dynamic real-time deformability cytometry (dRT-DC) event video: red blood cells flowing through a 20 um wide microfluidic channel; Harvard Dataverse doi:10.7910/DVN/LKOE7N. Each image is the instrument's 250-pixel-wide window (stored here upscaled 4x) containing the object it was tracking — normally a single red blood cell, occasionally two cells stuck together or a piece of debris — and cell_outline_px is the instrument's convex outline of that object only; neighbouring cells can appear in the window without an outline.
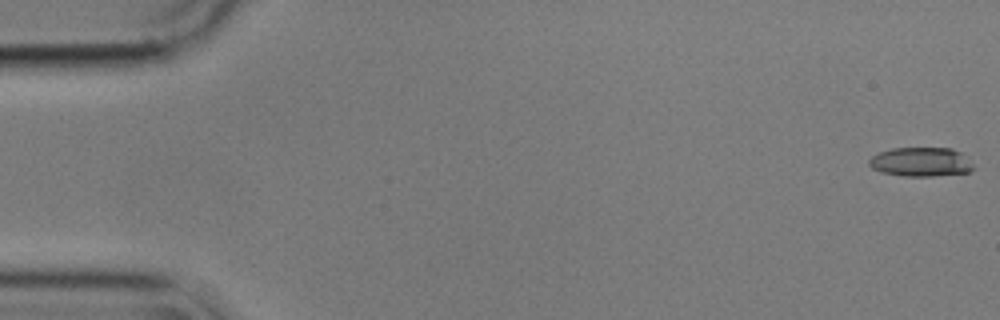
{"species": "common noctule bat (a hibernating species)", "species_latin": "Nyctalus noctula", "temperature_condition": "cold", "stored_images_in_passage": 56, "camera_frame_rate_fps": 3000, "um_per_image_px": 0.085, "animal": {"sex": "male", "body_mass_g": 17.9}, "frame": {"image": 1, "passage_image": 1, "time_ms": 0.0, "image_size_px": [1000, 320], "cell_outline_px": [[976, 168], [972, 172], [932, 176], [904, 176], [880, 172], [872, 168], [868, 164], [868, 160], [872, 156], [880, 152], [892, 148], [952, 148], [960, 152]], "centroid_in_image_um": [78.28, 13.77], "position_along_channel_um": 6.7, "area_um2": 17.8}}
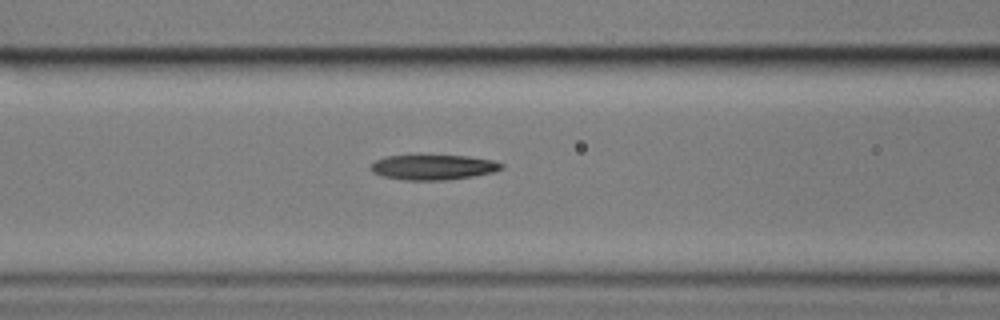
{"frame": {"image": 2, "passage_image": 23, "time_ms": 7.333, "image_size_px": [1000, 320], "cell_outline_px": [[504, 168], [496, 172], [448, 180], [404, 180], [380, 176], [372, 172], [368, 168], [376, 160], [384, 156], [468, 156], [492, 160], [504, 164]], "centroid_in_image_um": [36.82, 14.22], "position_along_channel_um": 129.8, "area_um2": 19.19}}
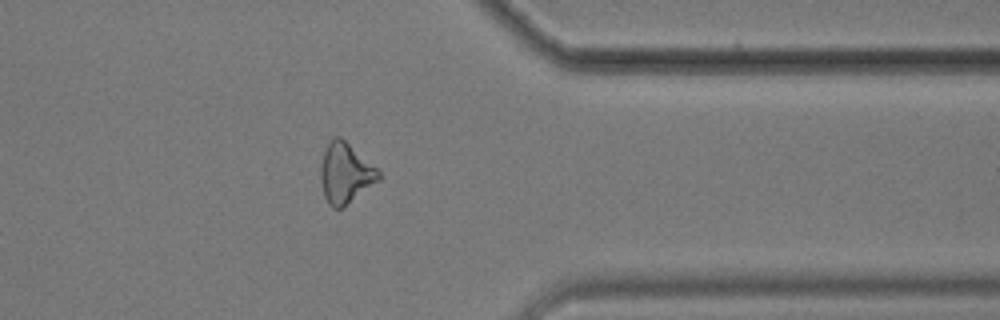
{"frame": {"image": 3, "passage_image": 45, "time_ms": 14.667, "image_size_px": [1000, 320], "cell_outline_px": [[384, 176], [380, 180], [344, 208], [332, 208], [328, 204], [324, 196], [320, 180], [320, 164], [324, 152], [328, 144], [336, 136], [340, 136], [376, 168]], "centroid_in_image_um": [29.36, 14.77], "position_along_channel_um": 382.0, "area_um2": 20.46}}